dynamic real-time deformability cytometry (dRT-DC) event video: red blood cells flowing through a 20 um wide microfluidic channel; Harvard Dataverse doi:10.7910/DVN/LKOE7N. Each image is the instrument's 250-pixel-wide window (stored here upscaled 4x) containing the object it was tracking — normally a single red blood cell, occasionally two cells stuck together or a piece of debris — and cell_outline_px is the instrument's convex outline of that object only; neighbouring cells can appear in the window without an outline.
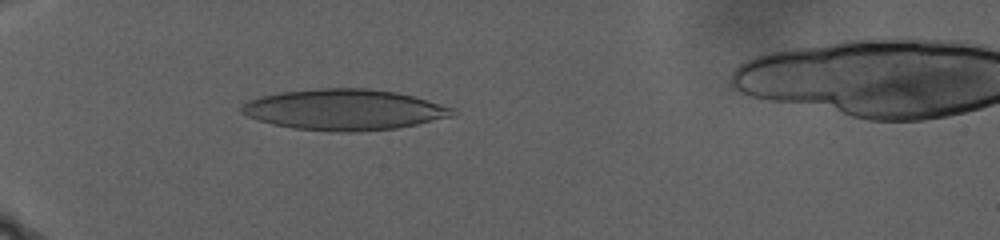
{"species": "human", "species_latin": "Homo sapiens", "temperature_condition": "warm", "stored_images_in_passage": 58, "camera_frame_rate_fps": 3000, "um_per_image_px": 0.085, "donor": {"sex": "male"}, "frame": {"image": 1, "passage_image": 2, "time_ms": 0.333, "image_size_px": [1000, 240], "cell_outline_px": [[456, 108], [452, 116], [416, 124], [396, 128], [360, 132], [332, 132], [292, 128], [272, 124], [248, 116], [240, 112], [240, 108], [248, 100], [260, 96], [280, 92], [320, 88], [368, 88], [396, 92], [428, 100]], "centroid_in_image_um": [29.25, 9.32], "position_along_channel_um": 55.8, "area_um2": 50.29}}
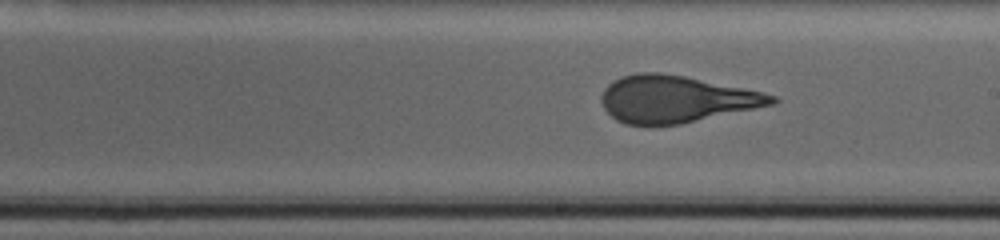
{"frame": {"image": 2, "passage_image": 30, "time_ms": 9.667, "image_size_px": [1000, 240], "cell_outline_px": [[780, 100], [776, 104], [680, 124], [624, 124], [616, 120], [604, 108], [600, 100], [600, 96], [604, 88], [612, 80], [620, 76], [636, 72], [660, 72], [684, 76], [764, 92], [776, 96]], "centroid_in_image_um": [57.44, 8.41], "position_along_channel_um": 231.6, "area_um2": 46.7}}
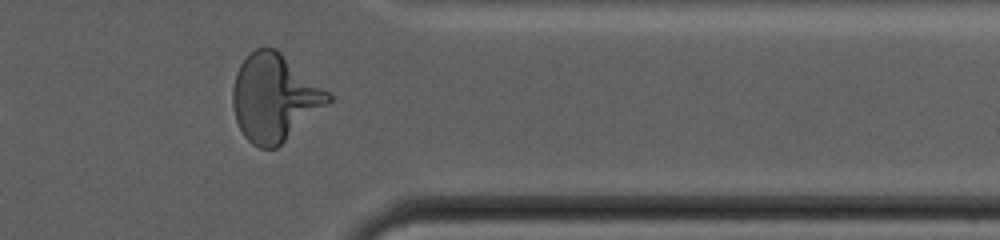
{"frame": {"image": 3, "passage_image": 52, "time_ms": 17.0, "image_size_px": [1000, 240], "cell_outline_px": [[332, 100], [328, 104], [276, 148], [260, 148], [252, 144], [244, 136], [236, 120], [232, 104], [232, 88], [236, 72], [240, 64], [256, 48], [276, 48], [328, 92], [332, 96]], "centroid_in_image_um": [23.3, 8.31], "position_along_channel_um": 388.1, "area_um2": 47.86}, "authors_computed_cell_mechanics": {"area_um2": 46.6157, "velocity_mm_per_s": 2.1905, "shape_relaxation_time_tau1_ms": null, "shape_relaxation_time_tau2_ms": 1.3713, "deformation_change_tau1": null, "deformation_change_tau2": 0.1011}}